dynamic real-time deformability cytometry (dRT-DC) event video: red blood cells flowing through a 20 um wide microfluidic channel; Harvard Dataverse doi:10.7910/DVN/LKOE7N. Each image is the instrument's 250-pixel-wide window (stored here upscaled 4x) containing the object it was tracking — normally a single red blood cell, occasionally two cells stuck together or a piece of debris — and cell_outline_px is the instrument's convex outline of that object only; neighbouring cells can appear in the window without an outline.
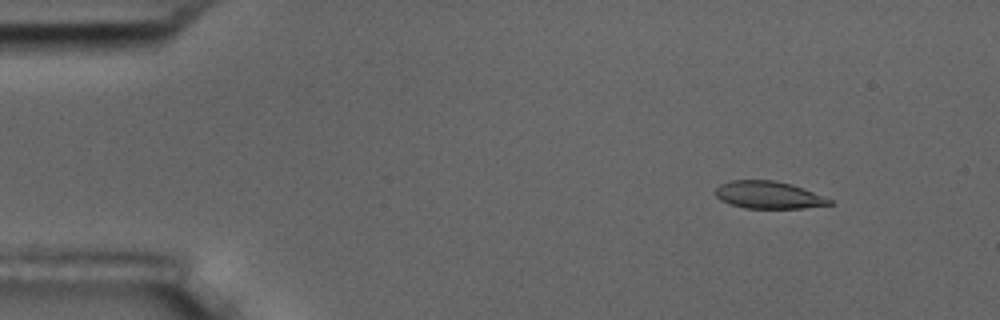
{"species": "common noctule bat (a hibernating species)", "species_latin": "Nyctalus noctula", "temperature_condition": "room temperature", "stored_images_in_passage": 5, "camera_frame_rate_fps": 3000, "um_per_image_px": 0.085, "animal": {"sex": "male", "body_mass_g": 17.5, "forearm_length_mm": 52.3}, "frame": {"image": 1, "passage_image": 2, "time_ms": 0.333, "image_size_px": [1000, 320], "cell_outline_px": [[832, 204], [804, 208], [744, 208], [720, 200], [716, 196], [716, 188], [720, 184], [728, 180], [776, 180], [792, 184], [832, 200]], "centroid_in_image_um": [65.29, 16.56], "position_along_channel_um": 19.7, "area_um2": 18.09}}
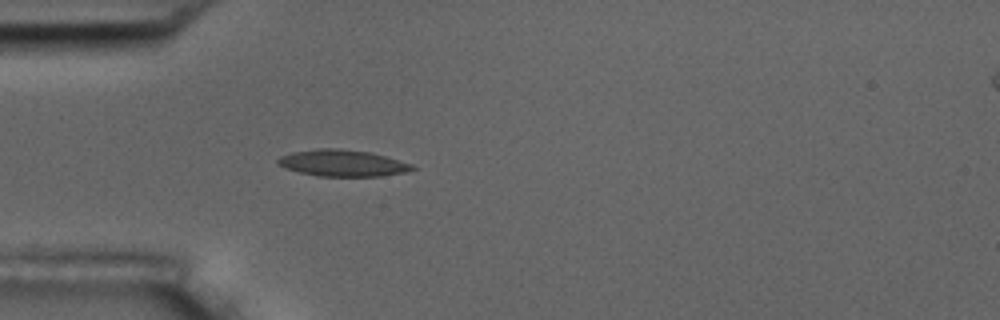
{"frame": {"image": 2, "passage_image": 5, "time_ms": 1.333, "image_size_px": [1000, 320], "cell_outline_px": [[416, 168], [404, 172], [380, 176], [320, 176], [300, 172], [284, 168], [276, 160], [280, 156], [292, 152], [316, 148], [340, 148], [372, 152], [412, 164]], "centroid_in_image_um": [29.1, 13.85], "position_along_channel_um": 55.9, "area_um2": 20.75}}